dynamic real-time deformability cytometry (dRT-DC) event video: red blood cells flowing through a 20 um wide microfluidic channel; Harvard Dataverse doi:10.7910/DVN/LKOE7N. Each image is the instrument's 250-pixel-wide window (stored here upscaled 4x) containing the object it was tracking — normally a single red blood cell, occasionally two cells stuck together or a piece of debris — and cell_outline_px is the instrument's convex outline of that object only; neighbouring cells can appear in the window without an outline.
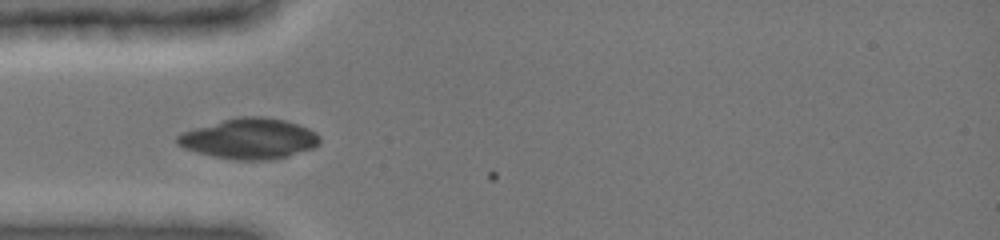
{"species": "common noctule bat (a hibernating species)", "species_latin": "Nyctalus noctula", "temperature_condition": "cold", "stored_images_in_passage": 3, "camera_frame_rate_fps": 3000, "um_per_image_px": 0.085, "animal": {"sex": "female", "body_mass_g": 19.0, "forearm_length_mm": 51.5}, "frame": {"image": 1, "passage_image": 2, "time_ms": 0.667, "image_size_px": [1000, 240], "cell_outline_px": [[320, 144], [312, 148], [288, 156], [272, 160], [232, 160], [196, 152], [184, 148], [176, 144], [176, 136], [192, 128], [236, 116], [264, 116], [284, 120], [308, 128], [316, 132], [320, 136]], "centroid_in_image_um": [21.18, 11.78], "position_along_channel_um": 63.8, "area_um2": 33.87}}